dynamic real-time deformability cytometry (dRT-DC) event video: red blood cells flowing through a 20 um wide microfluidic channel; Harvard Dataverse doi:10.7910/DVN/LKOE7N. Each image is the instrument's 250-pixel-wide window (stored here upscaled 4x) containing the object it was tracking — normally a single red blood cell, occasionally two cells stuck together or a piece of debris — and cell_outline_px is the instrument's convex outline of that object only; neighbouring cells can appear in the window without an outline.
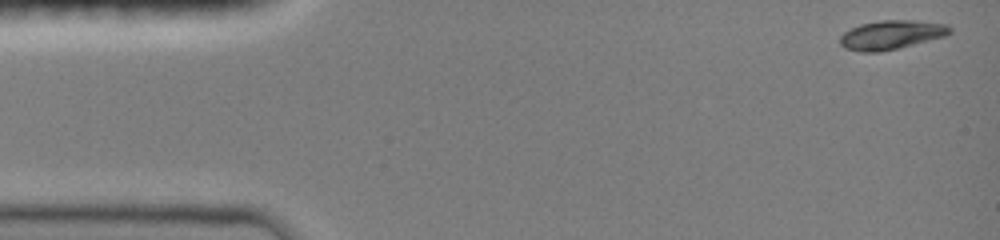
{"species": "common noctule bat (a hibernating species)", "species_latin": "Nyctalus noctula", "temperature_condition": "room temperature", "stored_images_in_passage": 45, "camera_frame_rate_fps": 3000, "um_per_image_px": 0.085, "animal": {"sex": "female", "body_mass_g": 19.0, "forearm_length_mm": 51.5}, "frame": {"image": 1, "passage_image": 1, "time_ms": 0.0, "image_size_px": [1000, 240], "cell_outline_px": [[952, 32], [944, 36], [880, 52], [860, 52], [844, 48], [840, 44], [840, 36], [844, 32], [860, 24], [880, 20], [916, 20], [948, 24], [952, 28]], "centroid_in_image_um": [75.75, 2.95], "position_along_channel_um": 9.2, "area_um2": 18.5}}
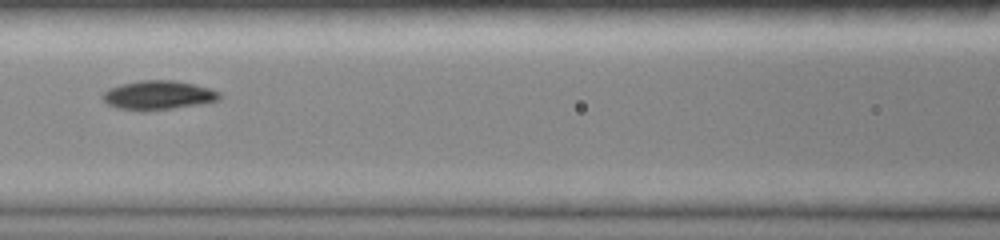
{"frame": {"image": 2, "passage_image": 20, "time_ms": 6.333, "image_size_px": [1000, 240], "cell_outline_px": [[220, 100], [204, 104], [144, 112], [140, 112], [116, 108], [108, 104], [104, 100], [104, 92], [108, 88], [120, 84], [140, 80], [176, 80], [208, 88], [220, 92]], "centroid_in_image_um": [13.45, 8.11], "position_along_channel_um": 153.2, "area_um2": 20.06}}
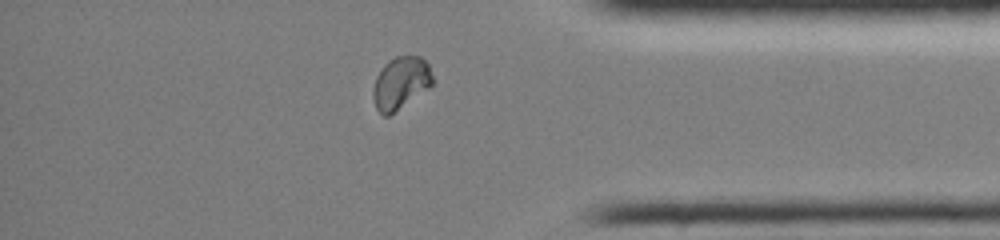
{"frame": {"image": 3, "passage_image": 39, "time_ms": 12.667, "image_size_px": [1000, 240], "cell_outline_px": [[432, 84], [428, 88], [388, 116], [384, 116], [376, 108], [372, 96], [372, 92], [376, 76], [380, 68], [388, 60], [396, 56], [420, 56], [428, 64], [432, 76]], "centroid_in_image_um": [34.02, 7.03], "position_along_channel_um": 401.2, "area_um2": 17.98}, "authors_computed_cell_mechanics": {"area_um2": 18.3804, "velocity_mm_per_s": 4.039, "shape_relaxation_time_tau1_ms": 4.1713, "shape_relaxation_time_tau2_ms": null, "deformation_change_tau1": 0.1359, "deformation_change_tau2": null}}